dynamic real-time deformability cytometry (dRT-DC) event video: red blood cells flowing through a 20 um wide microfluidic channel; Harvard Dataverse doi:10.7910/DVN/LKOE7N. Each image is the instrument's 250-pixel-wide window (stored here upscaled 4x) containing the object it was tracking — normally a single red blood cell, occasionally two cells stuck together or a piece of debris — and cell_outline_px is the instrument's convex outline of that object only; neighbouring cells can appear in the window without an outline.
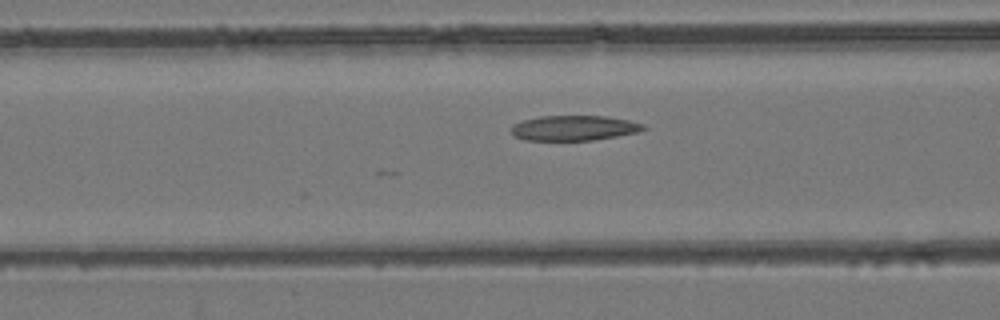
{"species": "common noctule bat (a hibernating species)", "species_latin": "Nyctalus noctula", "temperature_condition": "room temperature", "stored_images_in_passage": 9, "camera_frame_rate_fps": 3000, "um_per_image_px": 0.085, "animal": {"sex": "female", "body_mass_g": 24.6, "forearm_length_mm": 56.2}, "frame": {"image": 1, "passage_image": 4, "time_ms": 1.0, "image_size_px": [1000, 320], "cell_outline_px": [[648, 128], [636, 132], [616, 136], [592, 140], [524, 140], [512, 136], [512, 128], [516, 124], [524, 120], [540, 116], [608, 116], [628, 120], [644, 124]], "centroid_in_image_um": [48.8, 10.88], "position_along_channel_um": 117.8, "area_um2": 19.19}}
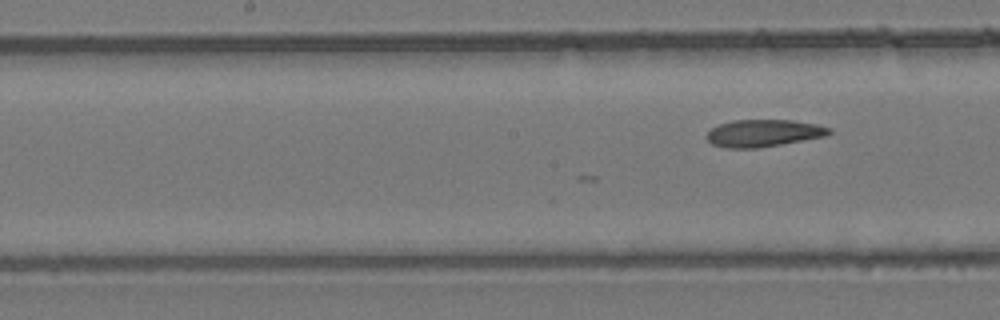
{"frame": {"image": 2, "passage_image": 9, "time_ms": 2.667, "image_size_px": [1000, 320], "cell_outline_px": [[832, 132], [824, 136], [780, 144], [756, 148], [728, 148], [712, 144], [704, 136], [712, 128], [720, 124], [732, 120], [792, 120], [816, 124], [832, 128]], "centroid_in_image_um": [64.87, 11.31], "position_along_channel_um": 183.3, "area_um2": 19.25}}